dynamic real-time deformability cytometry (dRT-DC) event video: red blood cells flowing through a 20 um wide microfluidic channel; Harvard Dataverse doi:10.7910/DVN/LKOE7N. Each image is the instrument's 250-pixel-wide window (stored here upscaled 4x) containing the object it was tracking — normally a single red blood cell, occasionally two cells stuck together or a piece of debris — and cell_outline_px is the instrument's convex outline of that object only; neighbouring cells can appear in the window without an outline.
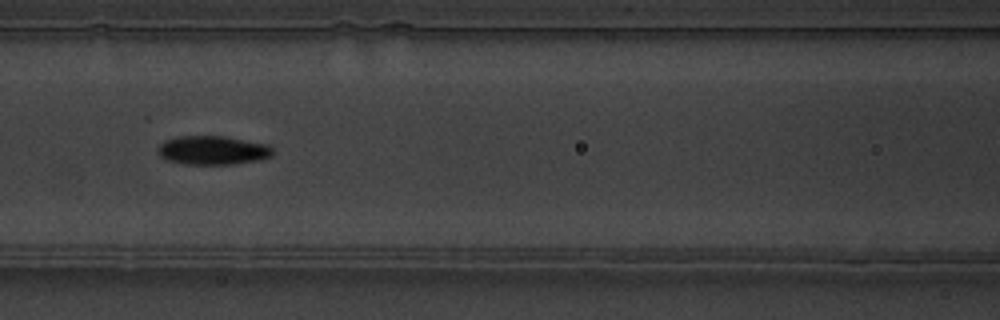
{"species": "common noctule bat (a hibernating species)", "species_latin": "Nyctalus noctula", "temperature_condition": "warm", "stored_images_in_passage": 15, "camera_frame_rate_fps": 3000, "um_per_image_px": 0.085, "animal": {"sex": "male", "body_mass_g": 19.5, "forearm_length_mm": 54.6}, "frame": {"image": 1, "passage_image": 9, "time_ms": 2.667, "image_size_px": [1000, 320], "cell_outline_px": [[272, 156], [256, 160], [232, 164], [184, 164], [168, 160], [160, 156], [156, 148], [164, 140], [176, 136], [224, 136], [268, 144], [272, 148]], "centroid_in_image_um": [18.04, 12.76], "position_along_channel_um": 148.6, "area_um2": 19.31}}
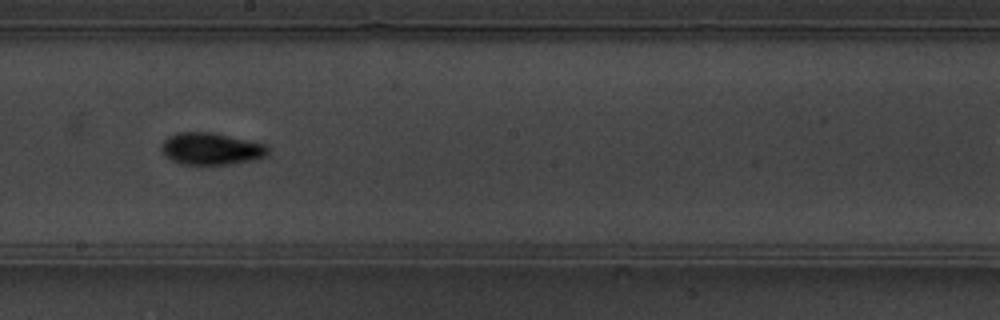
{"frame": {"image": 2, "passage_image": 11, "time_ms": 3.333, "image_size_px": [1000, 320], "cell_outline_px": [[268, 152], [264, 156], [252, 160], [232, 164], [180, 164], [172, 160], [160, 148], [164, 140], [168, 136], [176, 132], [212, 132], [268, 144]], "centroid_in_image_um": [17.96, 12.63], "position_along_channel_um": 230.2, "area_um2": 19.83}}